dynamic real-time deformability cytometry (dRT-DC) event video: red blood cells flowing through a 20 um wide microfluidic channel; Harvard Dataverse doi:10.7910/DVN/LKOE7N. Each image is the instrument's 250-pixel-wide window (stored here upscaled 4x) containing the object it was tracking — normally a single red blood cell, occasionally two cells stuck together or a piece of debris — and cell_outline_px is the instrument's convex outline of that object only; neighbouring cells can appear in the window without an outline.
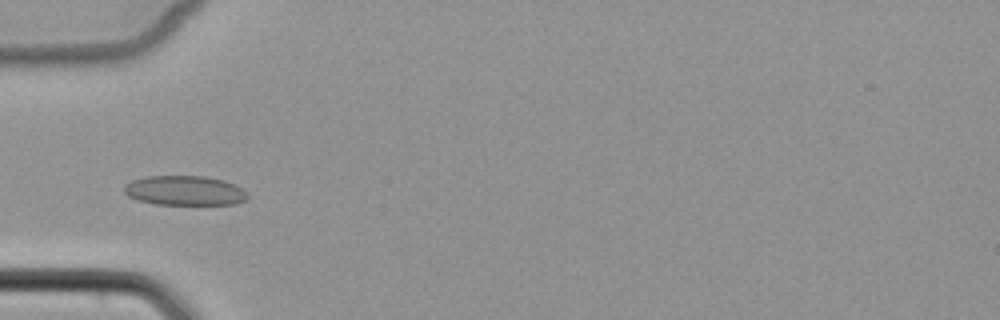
{"species": "common noctule bat (a hibernating species)", "species_latin": "Nyctalus noctula", "temperature_condition": "cold", "stored_images_in_passage": 5, "camera_frame_rate_fps": 3000, "um_per_image_px": 0.085, "animal": {"sex": "female", "body_mass_g": 22.7, "forearm_length_mm": 54.2}, "frame": {"image": 1, "passage_image": 5, "time_ms": 4.667, "image_size_px": [1000, 320], "cell_outline_px": [[248, 196], [244, 200], [236, 204], [156, 204], [140, 200], [128, 196], [124, 192], [124, 184], [132, 180], [148, 176], [204, 176], [224, 180], [248, 192]], "centroid_in_image_um": [15.69, 16.19], "position_along_channel_um": 69.3, "area_um2": 21.15}}